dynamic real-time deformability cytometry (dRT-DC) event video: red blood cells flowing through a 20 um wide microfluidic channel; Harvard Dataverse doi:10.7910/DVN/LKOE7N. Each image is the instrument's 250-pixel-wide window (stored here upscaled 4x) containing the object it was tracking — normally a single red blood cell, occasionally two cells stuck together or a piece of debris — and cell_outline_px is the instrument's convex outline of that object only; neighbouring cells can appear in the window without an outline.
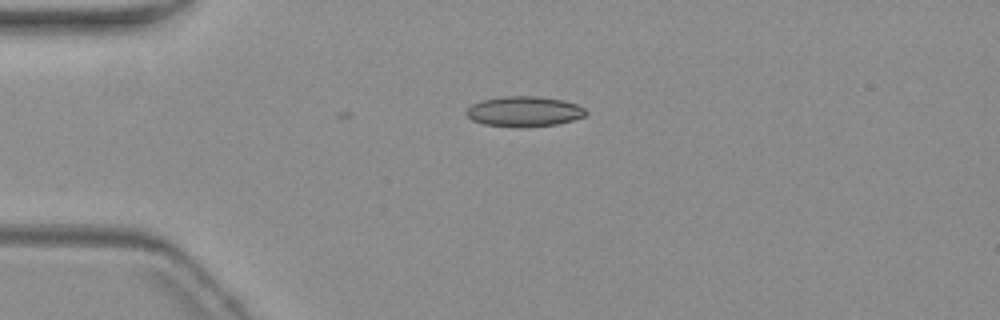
{"species": "common noctule bat (a hibernating species)", "species_latin": "Nyctalus noctula", "temperature_condition": "warm", "stored_images_in_passage": 3, "camera_frame_rate_fps": 3000, "um_per_image_px": 0.085, "animal": {"sex": "female", "body_mass_g": 19.3, "forearm_length_mm": 54.1}, "frame": {"image": 1, "passage_image": 3, "time_ms": 2.333, "image_size_px": [1000, 320], "cell_outline_px": [[588, 112], [584, 116], [572, 120], [556, 124], [520, 128], [484, 124], [472, 120], [464, 112], [472, 104], [480, 100], [500, 96], [536, 96], [564, 100], [576, 104], [584, 108]], "centroid_in_image_um": [44.53, 9.47], "position_along_channel_um": 40.5, "area_um2": 21.21}}